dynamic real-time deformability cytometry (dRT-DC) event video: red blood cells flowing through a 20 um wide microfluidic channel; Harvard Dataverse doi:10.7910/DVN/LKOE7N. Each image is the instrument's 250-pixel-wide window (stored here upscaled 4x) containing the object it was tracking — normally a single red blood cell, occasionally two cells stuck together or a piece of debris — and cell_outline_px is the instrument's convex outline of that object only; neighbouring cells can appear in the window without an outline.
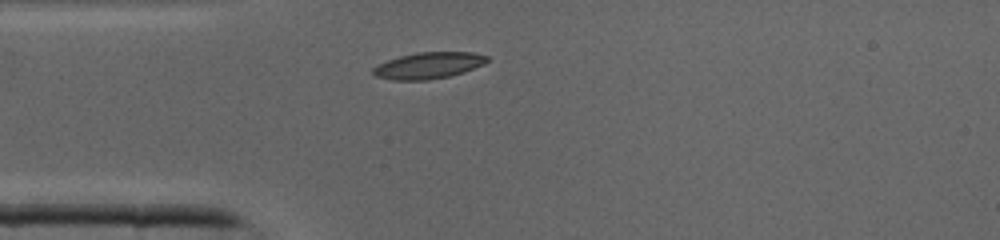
{"species": "common noctule bat (a hibernating species)", "species_latin": "Nyctalus noctula", "temperature_condition": "cold", "stored_images_in_passage": 32, "camera_frame_rate_fps": 3000, "um_per_image_px": 0.085, "animal": {"sex": "male", "body_mass_g": 19.0, "forearm_length_mm": 50.8}, "frame": {"image": 1, "passage_image": 1, "time_ms": 0.0, "image_size_px": [1000, 240], "cell_outline_px": [[488, 60], [484, 64], [464, 72], [448, 76], [428, 80], [392, 80], [372, 76], [372, 68], [388, 60], [400, 56], [416, 52], [472, 52], [488, 56]], "centroid_in_image_um": [36.4, 5.57], "position_along_channel_um": 48.6, "area_um2": 17.57}}
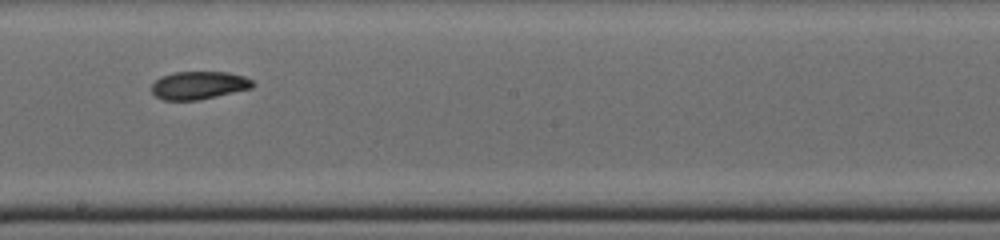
{"frame": {"image": 2, "passage_image": 13, "time_ms": 4.0, "image_size_px": [1000, 240], "cell_outline_px": [[256, 84], [252, 88], [196, 100], [164, 100], [156, 96], [152, 92], [152, 84], [160, 76], [176, 72], [228, 72], [244, 76], [252, 80]], "centroid_in_image_um": [16.9, 7.24], "position_along_channel_um": 231.3, "area_um2": 16.36}}
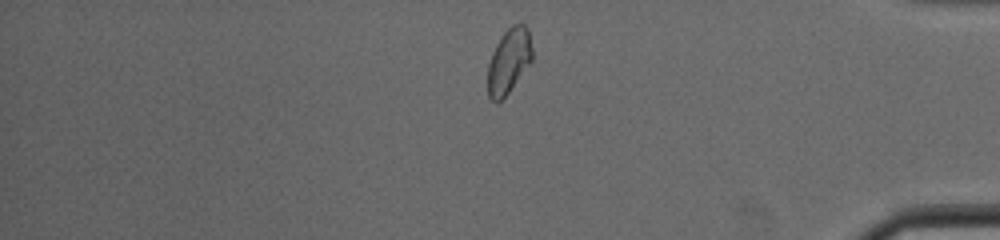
{"frame": {"image": 3, "passage_image": 25, "time_ms": 8.0, "image_size_px": [1000, 240], "cell_outline_px": [[532, 60], [508, 92], [496, 104], [488, 96], [488, 64], [492, 52], [500, 36], [512, 24], [520, 20], [528, 28], [532, 48]], "centroid_in_image_um": [43.25, 5.12], "position_along_channel_um": 392.0, "area_um2": 16.88}}